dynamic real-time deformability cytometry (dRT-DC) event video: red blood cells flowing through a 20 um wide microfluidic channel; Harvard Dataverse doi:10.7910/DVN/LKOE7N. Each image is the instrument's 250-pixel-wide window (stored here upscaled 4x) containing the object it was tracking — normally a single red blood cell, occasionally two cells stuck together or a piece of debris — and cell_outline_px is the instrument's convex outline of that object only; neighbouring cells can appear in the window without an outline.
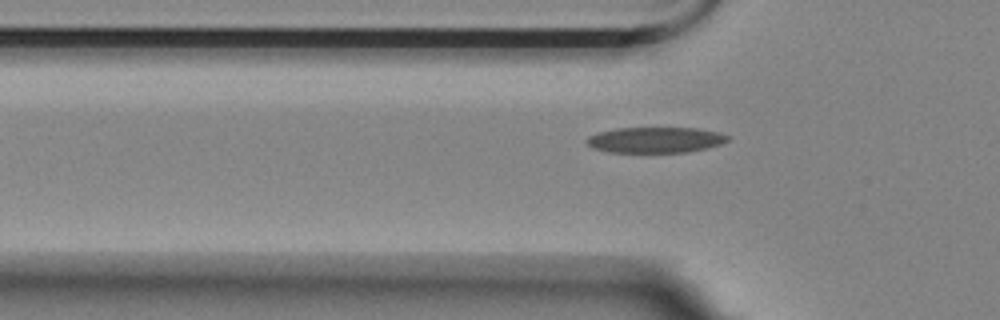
{"species": "Egyptian fruit bat (a non-hibernating species)", "species_latin": "Rousettus aegyptiacus", "temperature_condition": "room temperature", "stored_images_in_passage": 32, "camera_frame_rate_fps": 3000, "um_per_image_px": 0.085, "animal": {"sex": "female"}, "frame": {"image": 1, "passage_image": 3, "time_ms": 0.667, "image_size_px": [1000, 320], "cell_outline_px": [[728, 140], [720, 144], [704, 148], [684, 152], [608, 152], [592, 148], [584, 140], [588, 136], [600, 132], [616, 128], [696, 128], [720, 132], [728, 136]], "centroid_in_image_um": [55.66, 11.89], "position_along_channel_um": 70.1, "area_um2": 20.98}}
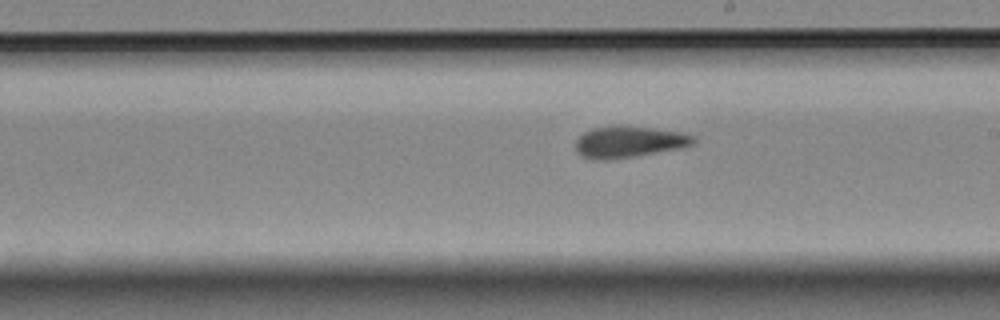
{"frame": {"image": 2, "passage_image": 17, "time_ms": 5.333, "image_size_px": [1000, 320], "cell_outline_px": [[696, 140], [692, 144], [684, 148], [632, 156], [604, 160], [600, 160], [580, 156], [576, 152], [576, 140], [584, 132], [592, 128], [620, 124], [624, 124], [680, 132], [696, 136]], "centroid_in_image_um": [53.46, 12.04], "position_along_channel_um": 235.5, "area_um2": 21.79}}
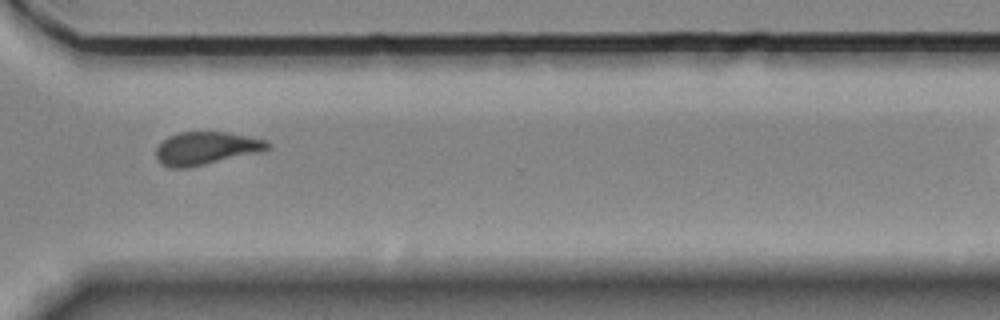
{"frame": {"image": 3, "passage_image": 27, "time_ms": 8.667, "image_size_px": [1000, 320], "cell_outline_px": [[272, 148], [264, 152], [188, 168], [172, 168], [164, 164], [156, 156], [156, 148], [168, 136], [180, 132], [228, 132], [268, 140], [272, 144]], "centroid_in_image_um": [17.63, 12.6], "position_along_channel_um": 353.0, "area_um2": 21.68}}